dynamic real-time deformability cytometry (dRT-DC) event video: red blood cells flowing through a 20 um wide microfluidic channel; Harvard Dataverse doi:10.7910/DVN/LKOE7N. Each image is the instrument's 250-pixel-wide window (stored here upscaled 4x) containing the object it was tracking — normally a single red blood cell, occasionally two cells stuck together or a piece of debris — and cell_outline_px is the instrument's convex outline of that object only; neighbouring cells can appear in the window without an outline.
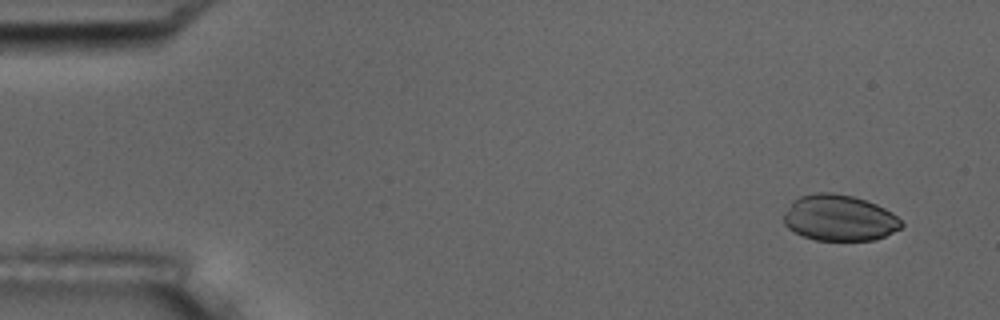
{"species": "common noctule bat (a hibernating species)", "species_latin": "Nyctalus noctula", "temperature_condition": "room temperature", "stored_images_in_passage": 10, "camera_frame_rate_fps": 3000, "um_per_image_px": 0.085, "animal": {"sex": "male", "body_mass_g": 17.5, "forearm_length_mm": 52.3}, "frame": {"image": 1, "passage_image": 1, "time_ms": 0.0, "image_size_px": [1000, 320], "cell_outline_px": [[904, 224], [900, 228], [884, 236], [872, 240], [816, 240], [804, 236], [788, 228], [784, 224], [784, 216], [792, 200], [800, 196], [816, 192], [832, 192], [852, 196], [876, 204], [892, 212]], "centroid_in_image_um": [71.33, 18.51], "position_along_channel_um": 13.7, "area_um2": 31.33}}